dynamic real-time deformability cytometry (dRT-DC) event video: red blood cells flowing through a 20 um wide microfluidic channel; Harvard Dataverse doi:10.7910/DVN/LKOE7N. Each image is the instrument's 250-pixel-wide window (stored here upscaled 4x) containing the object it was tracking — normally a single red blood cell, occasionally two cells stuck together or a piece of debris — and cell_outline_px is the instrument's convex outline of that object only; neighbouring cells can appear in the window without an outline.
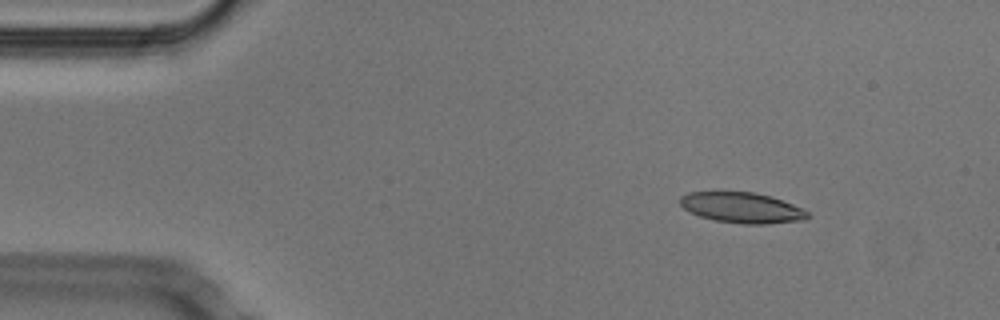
{"species": "Egyptian fruit bat (a non-hibernating species)", "species_latin": "Rousettus aegyptiacus", "temperature_condition": "cold", "stored_images_in_passage": 46, "camera_frame_rate_fps": 3000, "um_per_image_px": 0.085, "animal": {"sex": "male"}, "frame": {"image": 1, "passage_image": 1, "time_ms": 0.0, "image_size_px": [1000, 320], "cell_outline_px": [[808, 216], [804, 220], [768, 224], [744, 224], [716, 220], [700, 216], [684, 208], [680, 204], [680, 196], [688, 192], [756, 192], [772, 196], [804, 208], [808, 212]], "centroid_in_image_um": [63.1, 17.65], "position_along_channel_um": 21.9, "area_um2": 22.72}}
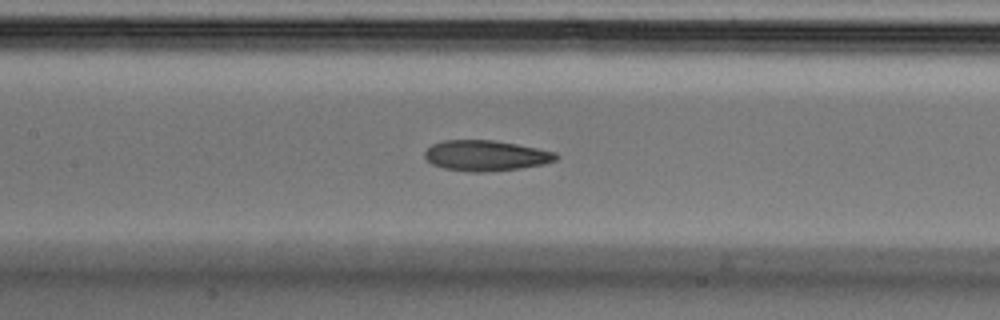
{"frame": {"image": 2, "passage_image": 18, "time_ms": 5.667, "image_size_px": [1000, 320], "cell_outline_px": [[560, 156], [556, 160], [544, 164], [520, 168], [484, 172], [472, 172], [444, 168], [432, 164], [424, 156], [424, 152], [432, 144], [444, 140], [496, 140], [556, 152]], "centroid_in_image_um": [41.3, 13.22], "position_along_channel_um": 166.1, "area_um2": 23.35}}
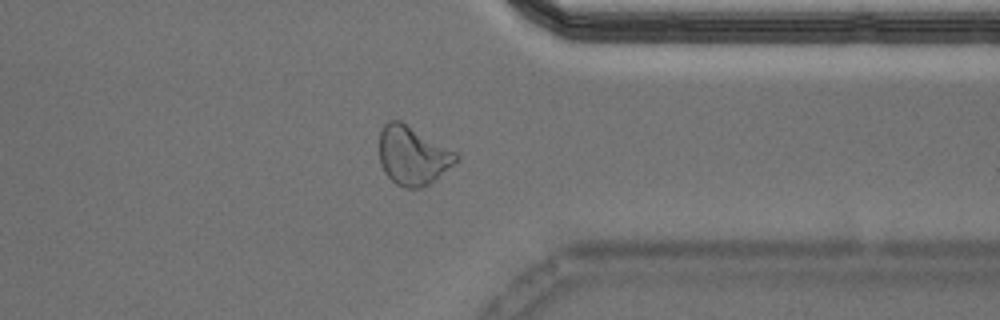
{"frame": {"image": 3, "passage_image": 35, "time_ms": 11.333, "image_size_px": [1000, 320], "cell_outline_px": [[460, 160], [428, 184], [420, 188], [404, 188], [396, 184], [384, 172], [380, 164], [380, 132], [384, 124], [388, 120], [400, 120], [456, 152], [460, 156]], "centroid_in_image_um": [35.08, 13.22], "position_along_channel_um": 376.3, "area_um2": 26.18}, "authors_computed_cell_mechanics": {"area_um2": 23.9581, "velocity_mm_per_s": 3.8069, "shape_relaxation_time_tau1_ms": 8.024, "shape_relaxation_time_tau2_ms": 6.6441, "deformation_change_tau1": 0.1918, "deformation_change_tau2": 0.1328}}